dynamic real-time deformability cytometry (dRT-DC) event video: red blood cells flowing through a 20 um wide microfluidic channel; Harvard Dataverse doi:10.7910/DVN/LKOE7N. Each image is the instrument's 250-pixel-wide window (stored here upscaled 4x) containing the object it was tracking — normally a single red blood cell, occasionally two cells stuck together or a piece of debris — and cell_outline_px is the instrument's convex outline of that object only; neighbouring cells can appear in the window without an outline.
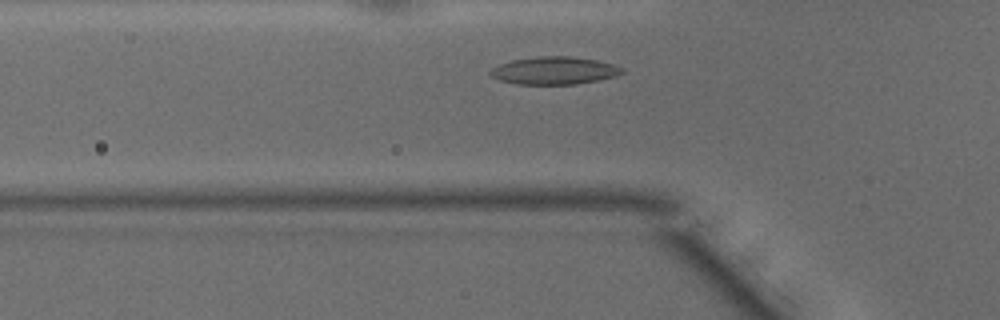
{"species": "common noctule bat (a hibernating species)", "species_latin": "Nyctalus noctula", "temperature_condition": "warm", "stored_images_in_passage": 33, "camera_frame_rate_fps": 3000, "um_per_image_px": 0.085, "animal": {"sex": "male", "body_mass_g": 15.6}, "frame": {"image": 1, "passage_image": 6, "time_ms": 1.667, "image_size_px": [1000, 320], "cell_outline_px": [[624, 72], [616, 76], [576, 84], [516, 84], [500, 80], [492, 76], [488, 72], [492, 68], [500, 64], [512, 60], [540, 56], [568, 56], [596, 60], [612, 64], [624, 68]], "centroid_in_image_um": [47.11, 6.0], "position_along_channel_um": 78.7, "area_um2": 21.04}}
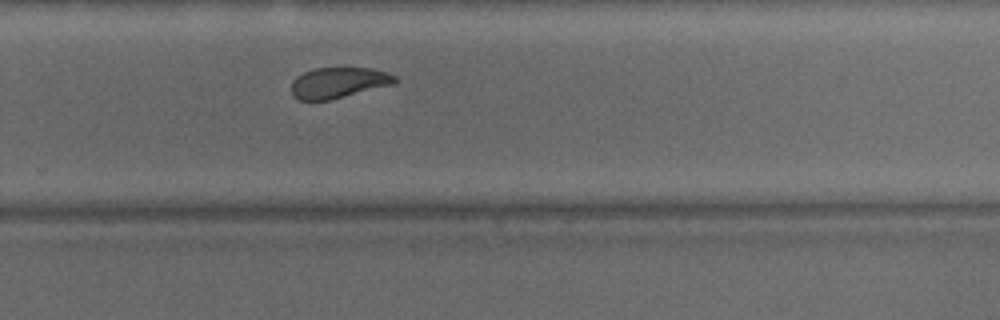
{"frame": {"image": 2, "passage_image": 22, "time_ms": 7.0, "image_size_px": [1000, 320], "cell_outline_px": [[396, 84], [328, 100], [300, 100], [292, 96], [292, 80], [296, 76], [304, 72], [316, 68], [372, 68], [388, 72], [396, 76]], "centroid_in_image_um": [28.79, 7.02], "position_along_channel_um": 301.0, "area_um2": 18.61}}
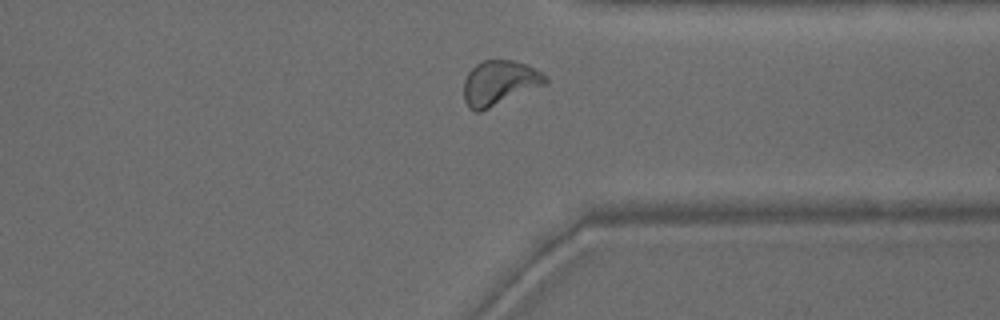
{"frame": {"image": 3, "passage_image": 27, "time_ms": 8.667, "image_size_px": [1000, 320], "cell_outline_px": [[548, 80], [544, 84], [480, 112], [476, 112], [468, 108], [464, 100], [464, 80], [468, 72], [476, 64], [484, 60], [516, 60], [548, 76]], "centroid_in_image_um": [42.4, 7.04], "position_along_channel_um": 369.0, "area_um2": 20.98}, "authors_computed_cell_mechanics": {"area_um2": 20.0566, "velocity_mm_per_s": 4.1625, "shape_relaxation_time_tau1_ms": 4.1113, "shape_relaxation_time_tau2_ms": 1.6039, "deformation_change_tau1": 0.1307, "deformation_change_tau2": 0.0637}}